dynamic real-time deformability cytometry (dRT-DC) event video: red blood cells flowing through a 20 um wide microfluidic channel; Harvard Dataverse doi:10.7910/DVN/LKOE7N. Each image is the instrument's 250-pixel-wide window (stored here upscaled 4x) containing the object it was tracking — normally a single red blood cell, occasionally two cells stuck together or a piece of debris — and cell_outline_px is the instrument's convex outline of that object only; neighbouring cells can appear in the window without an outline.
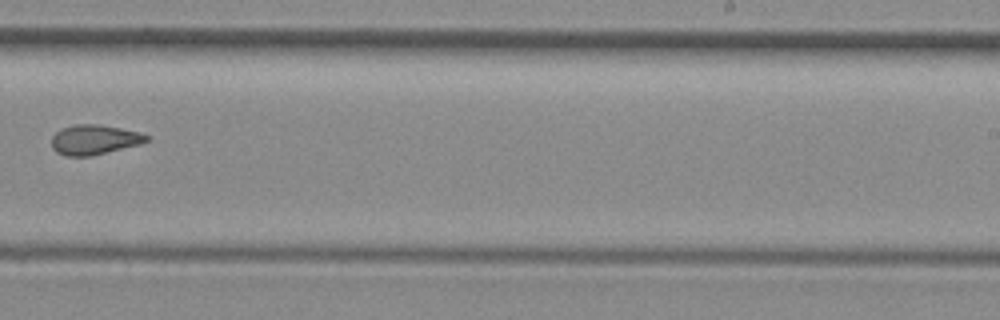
{"species": "common noctule bat (a hibernating species)", "species_latin": "Nyctalus noctula", "temperature_condition": "room temperature", "stored_images_in_passage": 6, "camera_frame_rate_fps": 3000, "um_per_image_px": 0.085, "animal": {"sex": "female", "body_mass_g": 29.2, "forearm_length_mm": 56.3}, "frame": {"image": 1, "passage_image": 6, "time_ms": 1.667, "image_size_px": [1000, 320], "cell_outline_px": [[148, 140], [140, 144], [92, 156], [64, 156], [56, 152], [52, 148], [52, 136], [56, 132], [64, 128], [76, 124], [96, 124], [120, 128], [140, 132], [148, 136]], "centroid_in_image_um": [8.0, 11.88], "position_along_channel_um": 281.0, "area_um2": 16.42}}